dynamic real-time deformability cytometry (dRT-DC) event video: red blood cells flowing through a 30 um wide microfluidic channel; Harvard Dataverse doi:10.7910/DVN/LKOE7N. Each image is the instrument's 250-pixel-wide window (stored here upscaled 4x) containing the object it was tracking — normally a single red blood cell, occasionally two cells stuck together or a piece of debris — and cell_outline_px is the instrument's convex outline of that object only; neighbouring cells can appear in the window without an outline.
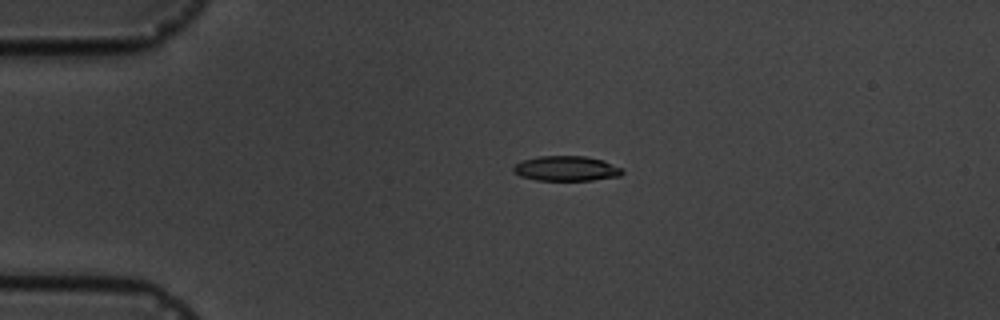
{"species": "common noctule bat (a hibernating species)", "species_latin": "Nyctalus noctula", "temperature_condition": "cold", "stored_images_in_passage": 5, "camera_frame_rate_fps": 3000, "um_per_image_px": 0.085, "animal": {"sex": "male", "body_mass_g": 19.5, "forearm_length_mm": 54.6}, "frame": {"image": 1, "passage_image": 4, "time_ms": 4.0, "image_size_px": [1000, 320], "cell_outline_px": [[624, 172], [620, 176], [592, 180], [536, 180], [520, 176], [512, 172], [512, 168], [520, 160], [540, 156], [584, 156], [604, 160], [620, 168]], "centroid_in_image_um": [48.09, 14.32], "position_along_channel_um": 36.9, "area_um2": 15.9}}